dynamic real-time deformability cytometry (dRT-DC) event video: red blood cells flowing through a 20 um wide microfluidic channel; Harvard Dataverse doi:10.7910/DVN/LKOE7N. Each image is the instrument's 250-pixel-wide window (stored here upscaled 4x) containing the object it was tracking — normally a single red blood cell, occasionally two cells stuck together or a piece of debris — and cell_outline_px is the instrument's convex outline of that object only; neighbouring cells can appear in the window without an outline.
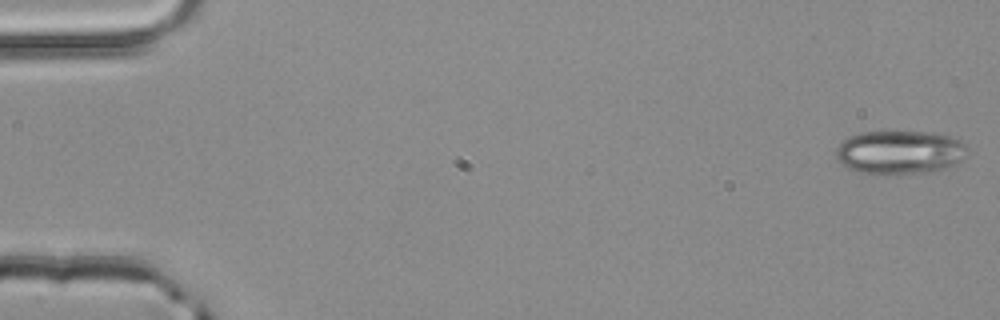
{"species": "common noctule bat (a hibernating species)", "species_latin": "Nyctalus noctula", "temperature_condition": "room temperature", "stored_images_in_passage": 52, "camera_frame_rate_fps": 3000, "um_per_image_px": 0.085, "animal": {"sex": "male", "body_mass_g": 20.4}, "frame": {"image": 1, "passage_image": 1, "time_ms": 0.0, "image_size_px": [1000, 320], "cell_outline_px": [[968, 148], [964, 160], [944, 168], [924, 172], [884, 176], [856, 172], [848, 168], [836, 160], [836, 148], [848, 136], [860, 132], [928, 132], [948, 136], [960, 140]], "centroid_in_image_um": [76.44, 12.97], "position_along_channel_um": 8.6, "area_um2": 33.81}}
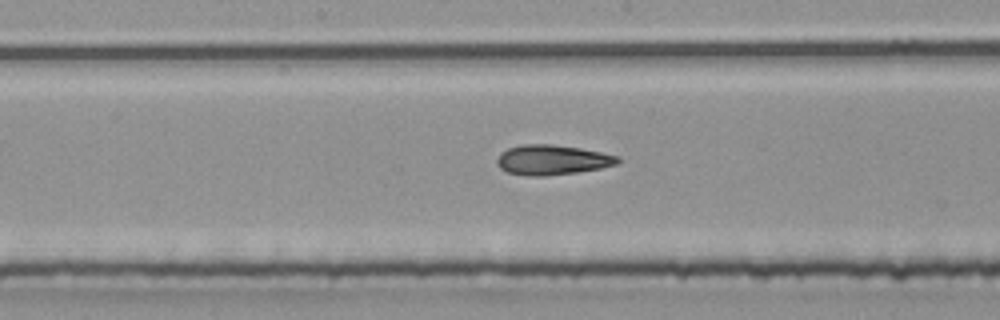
{"frame": {"image": 2, "passage_image": 27, "time_ms": 8.667, "image_size_px": [1000, 320], "cell_outline_px": [[620, 160], [616, 164], [600, 168], [576, 172], [544, 176], [528, 176], [508, 172], [500, 168], [496, 164], [496, 160], [500, 152], [508, 148], [524, 144], [552, 144], [580, 148], [620, 156]], "centroid_in_image_um": [46.91, 13.58], "position_along_channel_um": 201.3, "area_um2": 21.04}}
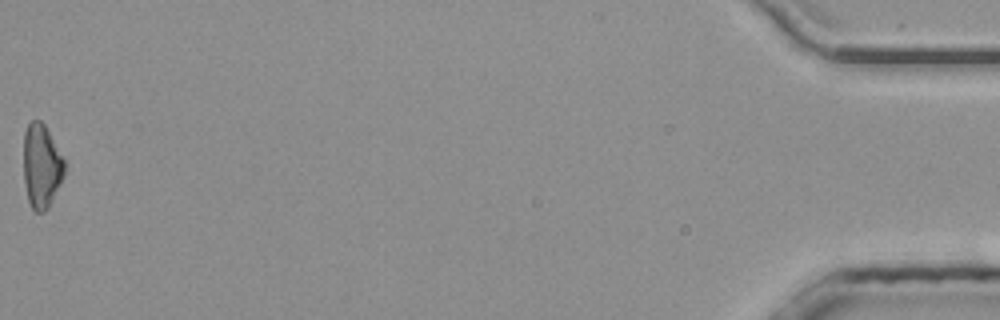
{"frame": {"image": 3, "passage_image": 52, "time_ms": 17.0, "image_size_px": [1000, 320], "cell_outline_px": [[64, 176], [48, 208], [44, 212], [36, 212], [32, 208], [28, 200], [24, 184], [24, 132], [28, 124], [32, 120], [40, 120], [44, 124], [64, 160]], "centroid_in_image_um": [3.51, 14.13], "position_along_channel_um": 431.7, "area_um2": 19.83}, "authors_computed_cell_mechanics": {"area_um2": 20.9236, "velocity_mm_per_s": 4.037, "shape_relaxation_time_tau1_ms": 9.9651, "shape_relaxation_time_tau2_ms": 2.8874, "deformation_change_tau1": 0.2151, "deformation_change_tau2": 0.1178}}